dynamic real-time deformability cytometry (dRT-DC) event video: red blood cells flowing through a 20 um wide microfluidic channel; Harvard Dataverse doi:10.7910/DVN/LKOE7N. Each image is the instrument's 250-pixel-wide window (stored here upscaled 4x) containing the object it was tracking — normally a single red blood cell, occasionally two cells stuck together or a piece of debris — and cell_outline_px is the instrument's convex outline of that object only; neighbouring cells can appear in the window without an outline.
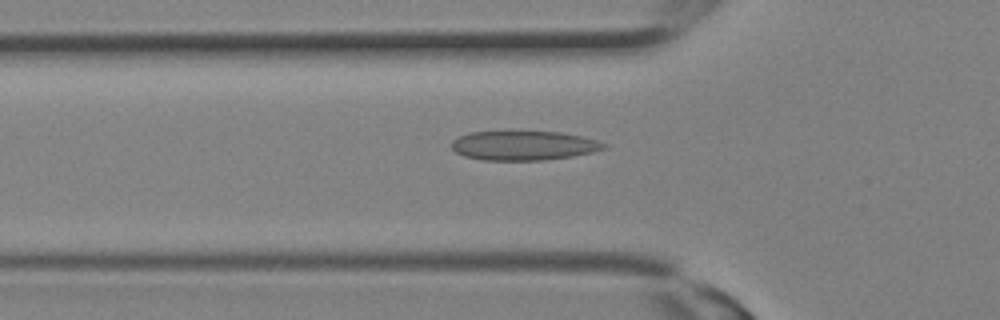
{"species": "Egyptian fruit bat (a non-hibernating species)", "species_latin": "Rousettus aegyptiacus", "temperature_condition": "room temperature", "stored_images_in_passage": 16, "camera_frame_rate_fps": 3000, "um_per_image_px": 0.085, "animal": {"sex": "female"}, "frame": {"image": 1, "passage_image": 10, "time_ms": 3.0, "image_size_px": [1000, 320], "cell_outline_px": [[608, 144], [604, 148], [592, 152], [572, 156], [544, 160], [480, 160], [464, 156], [456, 152], [452, 148], [452, 140], [456, 136], [468, 132], [560, 132], [580, 136], [596, 140]], "centroid_in_image_um": [44.46, 12.37], "position_along_channel_um": 81.3, "area_um2": 25.95}}
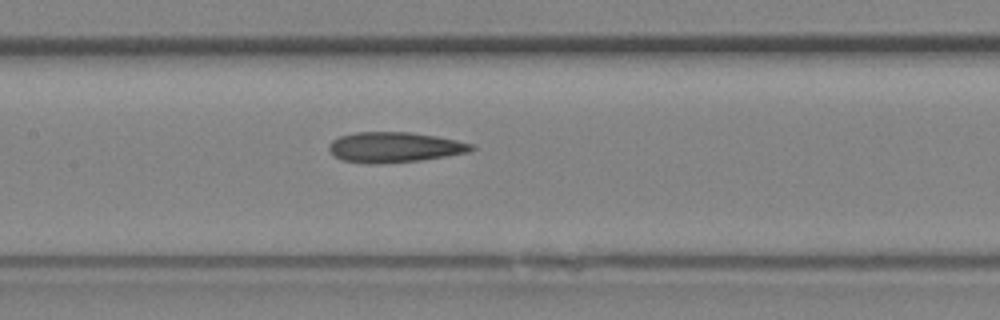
{"frame": {"image": 2, "passage_image": 14, "time_ms": 4.333, "image_size_px": [1000, 320], "cell_outline_px": [[476, 148], [468, 152], [420, 160], [376, 164], [368, 164], [344, 160], [336, 156], [328, 148], [328, 144], [332, 140], [340, 136], [356, 132], [412, 132], [436, 136], [456, 140], [472, 144]], "centroid_in_image_um": [33.52, 12.51], "position_along_channel_um": 173.9, "area_um2": 24.97}}
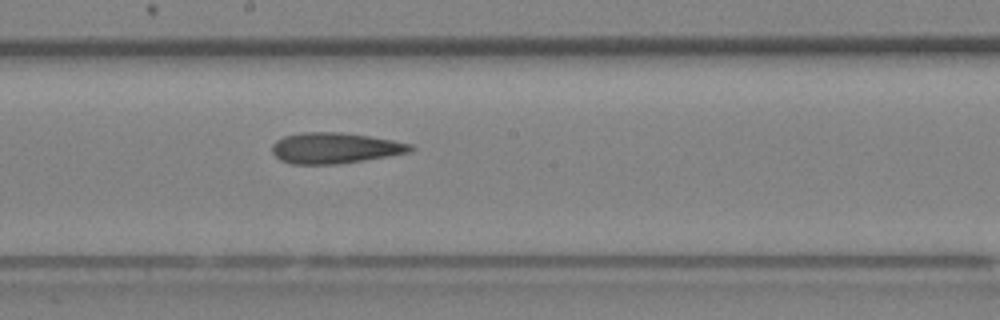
{"frame": {"image": 3, "passage_image": 16, "time_ms": 5.0, "image_size_px": [1000, 320], "cell_outline_px": [[416, 148], [408, 152], [388, 156], [364, 160], [336, 164], [292, 164], [280, 160], [272, 152], [272, 144], [276, 140], [284, 136], [300, 132], [340, 132], [368, 136], [392, 140], [412, 144]], "centroid_in_image_um": [28.44, 12.58], "position_along_channel_um": 219.8, "area_um2": 24.8}}